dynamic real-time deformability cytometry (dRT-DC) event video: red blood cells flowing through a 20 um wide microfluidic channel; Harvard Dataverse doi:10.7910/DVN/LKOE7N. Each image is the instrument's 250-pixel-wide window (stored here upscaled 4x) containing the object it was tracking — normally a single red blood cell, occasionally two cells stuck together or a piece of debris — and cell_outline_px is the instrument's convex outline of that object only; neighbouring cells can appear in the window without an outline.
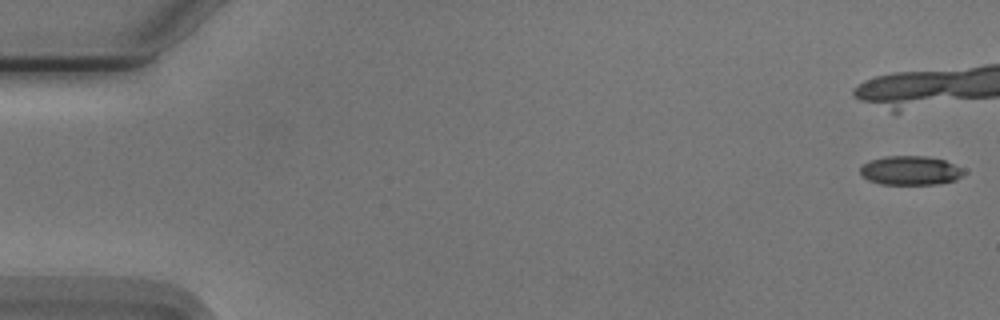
{"species": "Egyptian fruit bat (a non-hibernating species)", "species_latin": "Rousettus aegyptiacus", "temperature_condition": "cold", "stored_images_in_passage": 12, "camera_frame_rate_fps": 3000, "um_per_image_px": 0.085, "animal": {"sex": "male"}, "frame": {"image": 1, "passage_image": 1, "time_ms": 0.0, "image_size_px": [1000, 320], "cell_outline_px": [[968, 172], [956, 180], [936, 184], [880, 184], [868, 180], [860, 172], [860, 168], [868, 160], [884, 156], [928, 156], [944, 160], [964, 168]], "centroid_in_image_um": [77.42, 14.48], "position_along_channel_um": 7.6, "area_um2": 17.74}}